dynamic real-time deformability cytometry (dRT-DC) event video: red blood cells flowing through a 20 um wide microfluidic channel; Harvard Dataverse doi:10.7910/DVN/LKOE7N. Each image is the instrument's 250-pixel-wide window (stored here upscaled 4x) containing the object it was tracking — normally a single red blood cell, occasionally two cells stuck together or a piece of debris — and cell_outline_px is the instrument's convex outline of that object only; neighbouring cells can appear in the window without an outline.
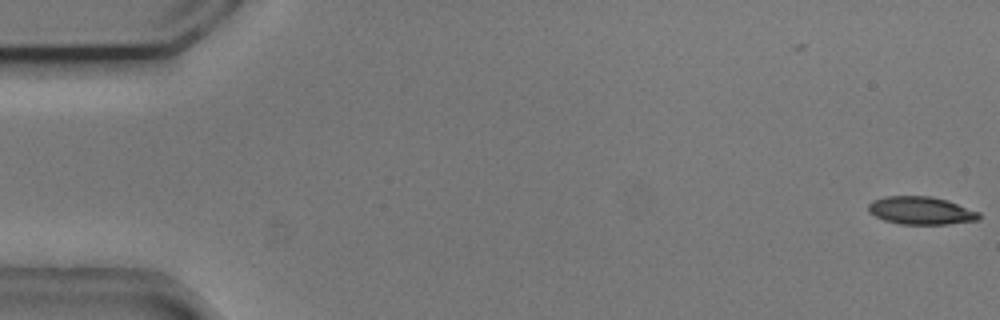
{"species": "common noctule bat (a hibernating species)", "species_latin": "Nyctalus noctula", "temperature_condition": "cold", "stored_images_in_passage": 55, "camera_frame_rate_fps": 3000, "um_per_image_px": 0.085, "animal": {"sex": "male", "body_mass_g": 20.5, "forearm_length_mm": 52.5}, "frame": {"image": 1, "passage_image": 1, "time_ms": 0.0, "image_size_px": [1000, 320], "cell_outline_px": [[980, 220], [948, 224], [900, 224], [884, 220], [868, 212], [868, 204], [872, 200], [884, 196], [932, 196], [948, 200], [980, 212]], "centroid_in_image_um": [78.29, 17.89], "position_along_channel_um": 6.7, "area_um2": 18.15}}
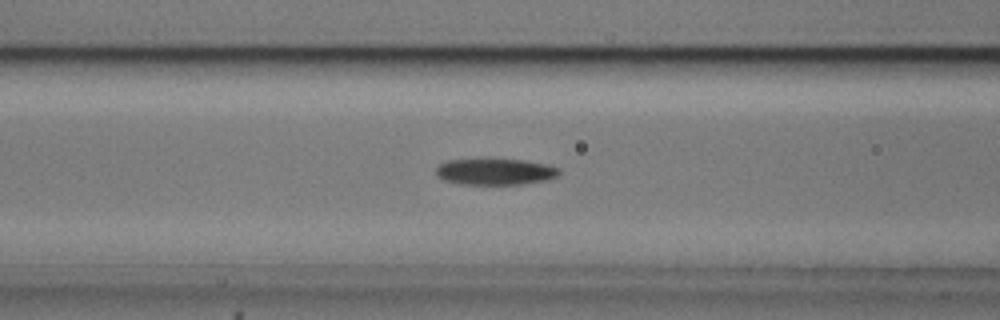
{"frame": {"image": 2, "passage_image": 22, "time_ms": 7.0, "image_size_px": [1000, 320], "cell_outline_px": [[560, 172], [556, 176], [548, 180], [524, 184], [460, 184], [444, 180], [436, 176], [436, 168], [440, 164], [448, 160], [492, 156], [524, 160], [548, 164], [560, 168]], "centroid_in_image_um": [42.08, 14.54], "position_along_channel_um": 124.5, "area_um2": 19.88}}
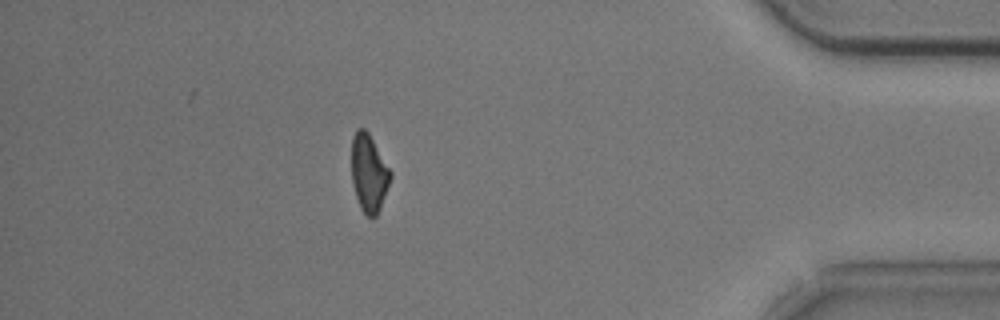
{"frame": {"image": 3, "passage_image": 48, "time_ms": 15.667, "image_size_px": [1000, 320], "cell_outline_px": [[392, 176], [380, 208], [376, 216], [372, 220], [360, 208], [352, 184], [352, 136], [356, 128], [364, 128], [368, 132], [392, 172]], "centroid_in_image_um": [31.35, 14.71], "position_along_channel_um": 403.8, "area_um2": 17.63}, "authors_computed_cell_mechanics": {"area_um2": 18.6116, "velocity_mm_per_s": 3.7381, "shape_relaxation_time_tau1_ms": 2.7897, "shape_relaxation_time_tau2_ms": 10.5746, "deformation_change_tau1": 0.1217, "deformation_change_tau2": 0.1913}}